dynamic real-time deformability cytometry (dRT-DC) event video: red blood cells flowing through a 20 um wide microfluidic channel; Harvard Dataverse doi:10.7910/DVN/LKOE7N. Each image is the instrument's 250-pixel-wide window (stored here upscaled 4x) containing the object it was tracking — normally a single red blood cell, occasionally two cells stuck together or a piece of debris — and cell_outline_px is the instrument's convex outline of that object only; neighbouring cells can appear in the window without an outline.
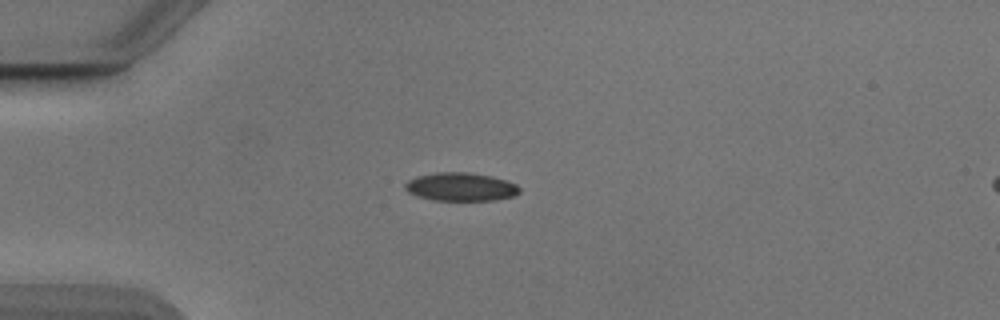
{"species": "Egyptian fruit bat (a non-hibernating species)", "species_latin": "Rousettus aegyptiacus", "temperature_condition": "cold", "stored_images_in_passage": 38, "camera_frame_rate_fps": 3000, "um_per_image_px": 0.085, "animal": {"sex": "male"}, "frame": {"image": 1, "passage_image": 4, "time_ms": 1.0, "image_size_px": [1000, 320], "cell_outline_px": [[520, 192], [516, 196], [496, 200], [432, 200], [408, 192], [404, 188], [404, 184], [408, 180], [416, 176], [436, 172], [468, 172], [492, 176], [516, 184], [520, 188]], "centroid_in_image_um": [39.17, 15.88], "position_along_channel_um": 45.8, "area_um2": 18.96}}
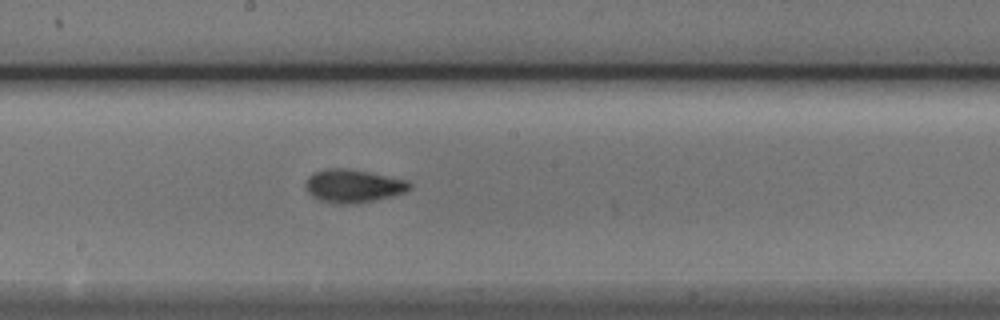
{"frame": {"image": 2, "passage_image": 19, "time_ms": 6.0, "image_size_px": [1000, 320], "cell_outline_px": [[412, 188], [404, 192], [392, 196], [360, 204], [340, 204], [320, 200], [312, 196], [308, 192], [304, 184], [308, 176], [316, 172], [328, 168], [348, 168], [408, 180], [412, 184]], "centroid_in_image_um": [30.04, 15.81], "position_along_channel_um": 218.2, "area_um2": 20.23}}
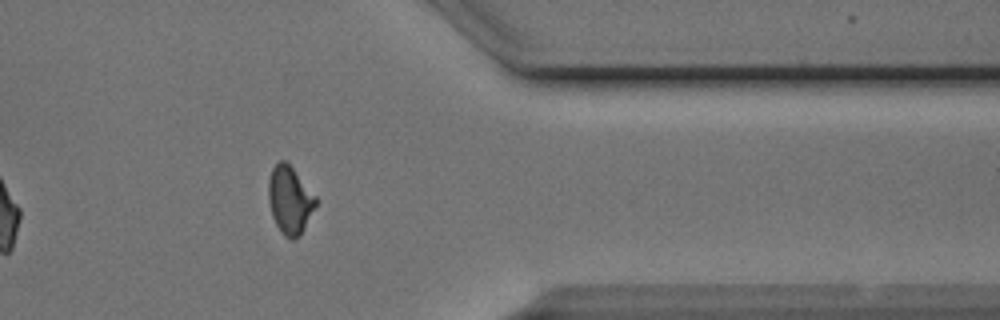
{"frame": {"image": 3, "passage_image": 33, "time_ms": 10.667, "image_size_px": [1000, 320], "cell_outline_px": [[316, 204], [300, 236], [296, 240], [292, 240], [284, 236], [280, 232], [272, 216], [268, 200], [268, 180], [272, 168], [280, 160], [284, 160], [292, 168], [316, 196]], "centroid_in_image_um": [24.61, 17.03], "position_along_channel_um": 386.8, "area_um2": 18.55}, "authors_computed_cell_mechanics": {"area_um2": 19.074, "velocity_mm_per_s": 3.8893, "shape_relaxation_time_tau1_ms": 4.045, "shape_relaxation_time_tau2_ms": 1.365, "deformation_change_tau1": 0.13, "deformation_change_tau2": 0.0562}}